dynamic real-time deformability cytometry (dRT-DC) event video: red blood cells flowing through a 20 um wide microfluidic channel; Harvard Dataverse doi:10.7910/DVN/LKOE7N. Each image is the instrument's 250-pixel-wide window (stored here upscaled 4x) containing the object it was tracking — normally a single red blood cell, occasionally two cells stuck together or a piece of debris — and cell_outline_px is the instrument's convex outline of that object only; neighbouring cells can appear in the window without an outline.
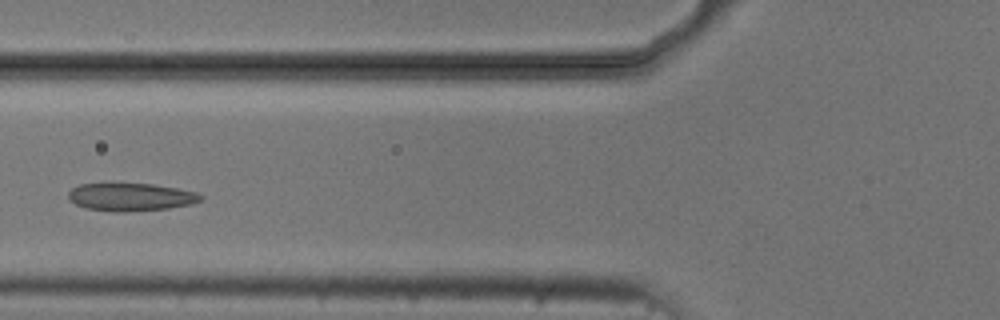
{"species": "common noctule bat (a hibernating species)", "species_latin": "Nyctalus noctula", "temperature_condition": "cold", "stored_images_in_passage": 7, "camera_frame_rate_fps": 3000, "um_per_image_px": 0.085, "animal": {"sex": "male", "body_mass_g": 20.5, "forearm_length_mm": 52.5}, "frame": {"image": 1, "passage_image": 5, "time_ms": 5.0, "image_size_px": [1000, 320], "cell_outline_px": [[204, 196], [200, 200], [192, 204], [168, 208], [124, 212], [116, 212], [88, 208], [76, 204], [68, 200], [68, 192], [72, 188], [80, 184], [152, 184], [176, 188], [196, 192]], "centroid_in_image_um": [11.11, 16.75], "position_along_channel_um": 114.7, "area_um2": 21.27}}
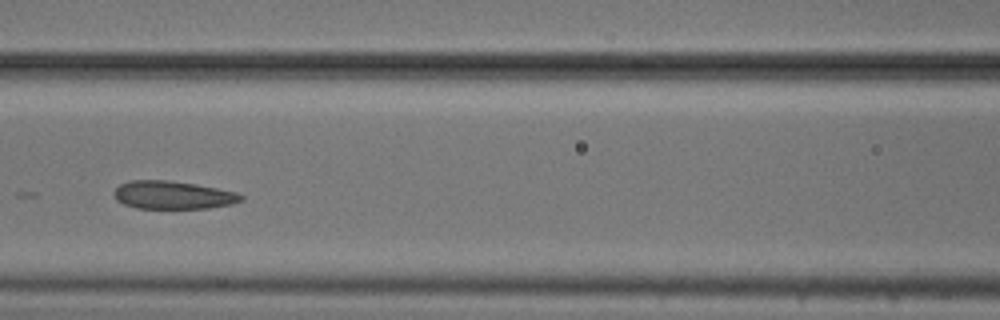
{"frame": {"image": 2, "passage_image": 6, "time_ms": 6.0, "image_size_px": [1000, 320], "cell_outline_px": [[244, 200], [232, 204], [208, 208], [136, 208], [124, 204], [116, 200], [112, 192], [120, 184], [128, 180], [168, 180], [196, 184], [236, 192], [244, 196]], "centroid_in_image_um": [14.68, 16.57], "position_along_channel_um": 151.9, "area_um2": 20.87}}
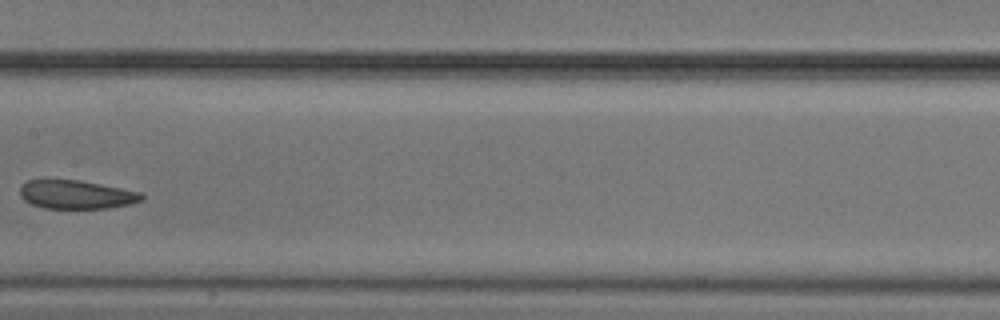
{"frame": {"image": 3, "passage_image": 7, "time_ms": 7.333, "image_size_px": [1000, 320], "cell_outline_px": [[144, 200], [128, 204], [108, 208], [44, 208], [32, 204], [24, 200], [20, 196], [20, 184], [28, 180], [76, 180], [120, 188], [140, 192], [144, 196]], "centroid_in_image_um": [6.45, 16.54], "position_along_channel_um": 200.9, "area_um2": 20.06}}